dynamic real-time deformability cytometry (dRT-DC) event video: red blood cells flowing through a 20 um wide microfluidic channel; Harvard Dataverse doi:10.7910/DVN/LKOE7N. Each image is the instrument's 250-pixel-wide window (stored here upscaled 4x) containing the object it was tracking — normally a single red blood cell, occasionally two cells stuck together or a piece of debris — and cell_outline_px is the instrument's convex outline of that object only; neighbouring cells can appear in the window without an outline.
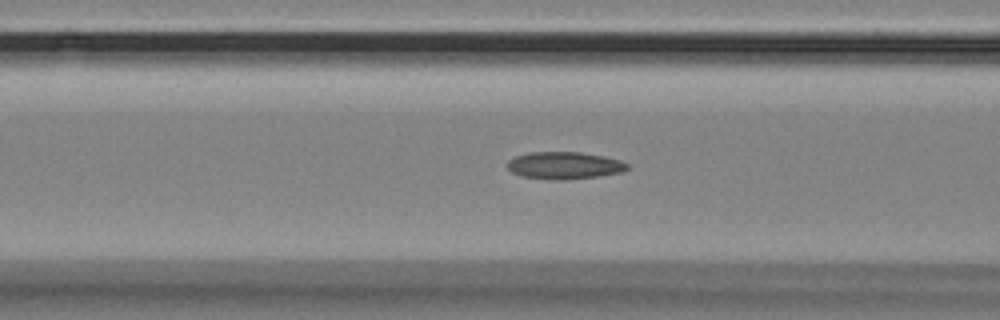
{"species": "Egyptian fruit bat (a non-hibernating species)", "species_latin": "Rousettus aegyptiacus", "temperature_condition": "room temperature", "stored_images_in_passage": 45, "camera_frame_rate_fps": 3000, "um_per_image_px": 0.085, "animal": {"sex": "female"}, "frame": {"image": 1, "passage_image": 10, "time_ms": 3.0, "image_size_px": [1000, 320], "cell_outline_px": [[628, 168], [620, 172], [600, 176], [564, 180], [552, 180], [520, 176], [512, 172], [508, 168], [508, 160], [516, 156], [528, 152], [580, 152], [604, 156], [620, 160], [628, 164]], "centroid_in_image_um": [47.95, 14.06], "position_along_channel_um": 118.6, "area_um2": 19.07}}
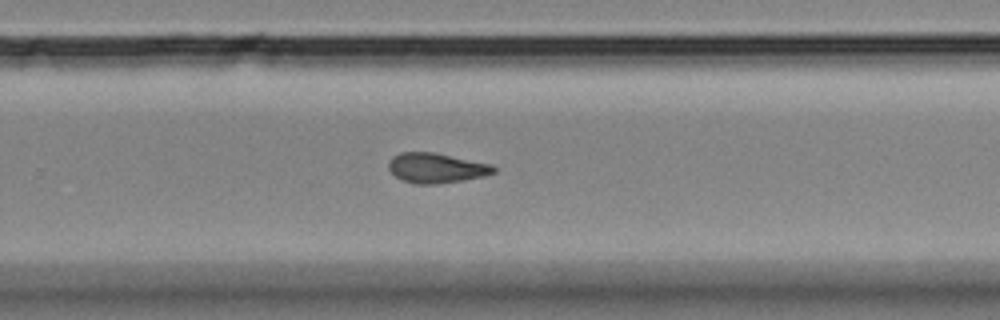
{"frame": {"image": 2, "passage_image": 25, "time_ms": 8.0, "image_size_px": [1000, 320], "cell_outline_px": [[496, 172], [484, 176], [436, 184], [412, 184], [400, 180], [388, 168], [388, 164], [392, 156], [400, 152], [432, 152], [492, 164], [496, 168]], "centroid_in_image_um": [37.06, 14.28], "position_along_channel_um": 292.7, "area_um2": 18.32}}
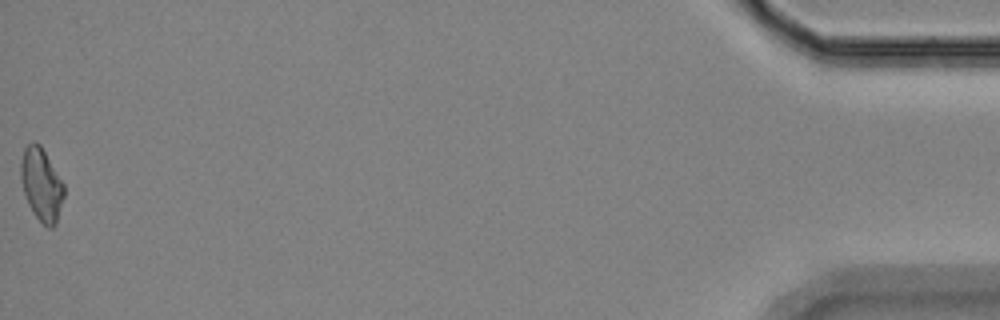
{"frame": {"image": 3, "passage_image": 45, "time_ms": 14.667, "image_size_px": [1000, 320], "cell_outline_px": [[64, 196], [56, 224], [52, 228], [48, 228], [32, 212], [28, 204], [24, 192], [20, 176], [20, 164], [24, 148], [32, 140], [40, 144], [64, 184]], "centroid_in_image_um": [3.52, 15.67], "position_along_channel_um": 431.7, "area_um2": 18.26}, "authors_computed_cell_mechanics": {"area_um2": 18.1492, "velocity_mm_per_s": 3.4872, "shape_relaxation_time_tau1_ms": null, "shape_relaxation_time_tau2_ms": 5.1231, "deformation_change_tau1": null, "deformation_change_tau2": 0.1286}}